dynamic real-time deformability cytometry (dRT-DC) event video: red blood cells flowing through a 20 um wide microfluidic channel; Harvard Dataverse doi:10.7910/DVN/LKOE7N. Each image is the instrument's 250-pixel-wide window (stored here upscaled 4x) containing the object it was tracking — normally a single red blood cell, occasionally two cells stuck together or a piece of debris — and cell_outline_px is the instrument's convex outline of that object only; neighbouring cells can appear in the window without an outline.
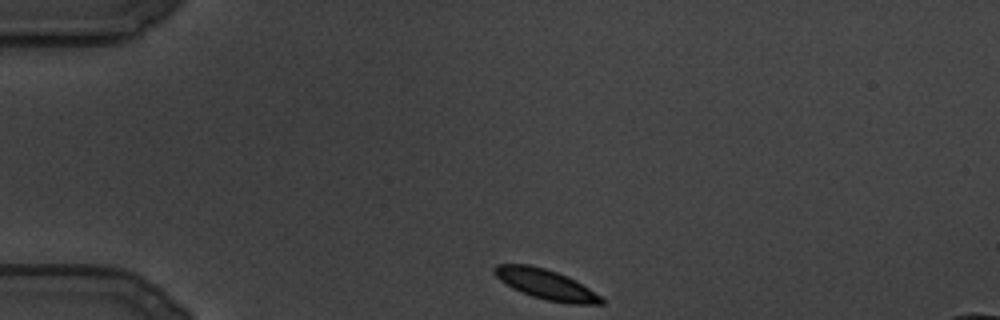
{"species": "common noctule bat (a hibernating species)", "species_latin": "Nyctalus noctula", "temperature_condition": "cold", "stored_images_in_passage": 97, "camera_frame_rate_fps": 3000, "um_per_image_px": 0.085, "animal": {"sex": "male", "body_mass_g": 19.5, "forearm_length_mm": 54.6}, "frame": {"image": 1, "passage_image": 1, "time_ms": 0.0, "image_size_px": [1000, 320], "cell_outline_px": [[604, 304], [568, 304], [548, 300], [532, 296], [520, 292], [512, 288], [500, 280], [492, 272], [492, 268], [496, 264], [532, 264], [556, 272], [576, 280], [600, 296], [604, 300]], "centroid_in_image_um": [46.36, 24.16], "position_along_channel_um": 38.6, "area_um2": 18.73}}
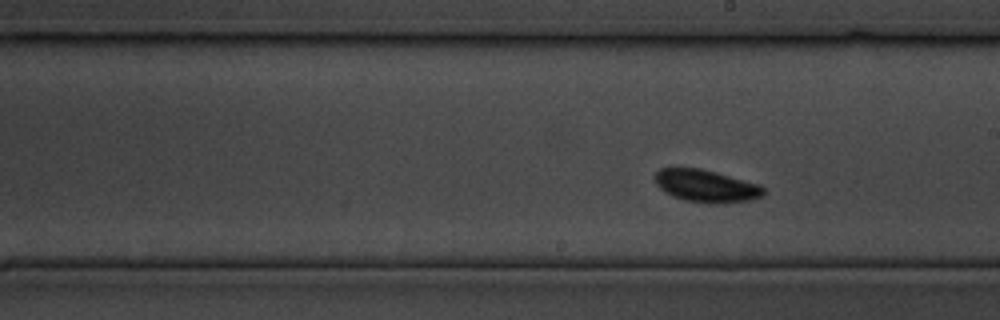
{"frame": {"image": 2, "passage_image": 44, "time_ms": 14.333, "image_size_px": [1000, 320], "cell_outline_px": [[768, 192], [764, 196], [752, 200], [724, 204], [708, 204], [684, 200], [672, 196], [664, 192], [656, 184], [656, 172], [660, 168], [700, 168], [716, 172], [760, 184]], "centroid_in_image_um": [60.09, 15.83], "position_along_channel_um": 228.9, "area_um2": 20.92}}
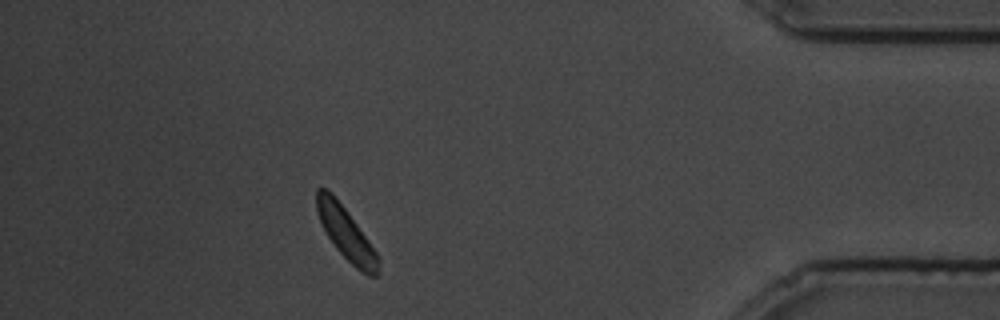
{"frame": {"image": 3, "passage_image": 84, "time_ms": 27.667, "image_size_px": [1000, 320], "cell_outline_px": [[380, 276], [368, 276], [360, 272], [336, 248], [328, 236], [316, 212], [316, 188], [324, 188], [332, 192], [348, 212], [380, 256]], "centroid_in_image_um": [29.46, 19.88], "position_along_channel_um": 405.7, "area_um2": 18.96}}